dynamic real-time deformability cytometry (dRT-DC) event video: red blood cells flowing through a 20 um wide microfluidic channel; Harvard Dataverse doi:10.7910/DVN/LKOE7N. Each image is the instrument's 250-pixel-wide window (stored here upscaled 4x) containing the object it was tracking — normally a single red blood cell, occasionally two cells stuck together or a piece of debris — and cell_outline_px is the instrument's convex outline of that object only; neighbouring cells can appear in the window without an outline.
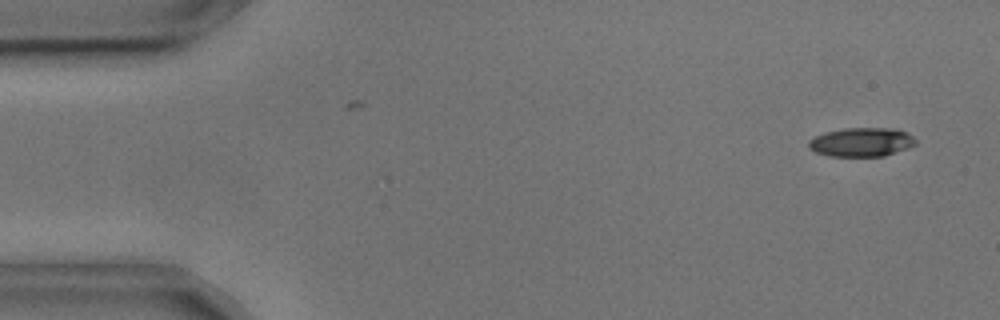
{"species": "common noctule bat (a hibernating species)", "species_latin": "Nyctalus noctula", "temperature_condition": "cold", "stored_images_in_passage": 48, "camera_frame_rate_fps": 3000, "um_per_image_px": 0.085, "animal": {"sex": "male", "body_mass_g": 17.9, "forearm_length_mm": 54.2}, "frame": {"image": 1, "passage_image": 2, "time_ms": 0.333, "image_size_px": [1000, 320], "cell_outline_px": [[916, 144], [908, 148], [884, 156], [828, 156], [816, 152], [808, 148], [808, 140], [824, 132], [844, 128], [896, 128], [908, 132], [916, 140]], "centroid_in_image_um": [73.23, 12.07], "position_along_channel_um": 11.8, "area_um2": 18.21}}
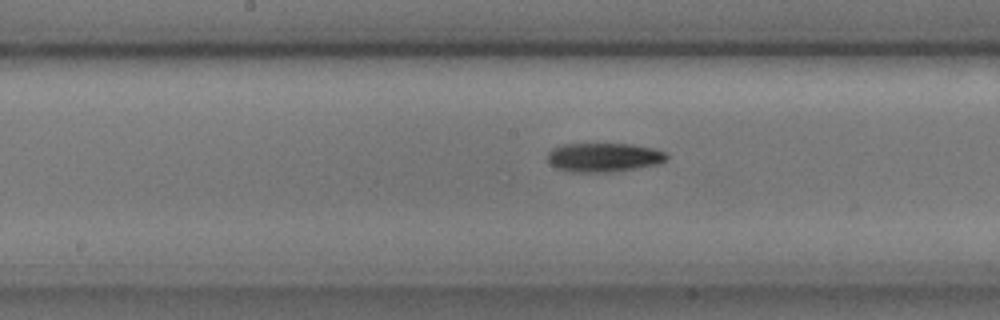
{"frame": {"image": 2, "passage_image": 26, "time_ms": 8.333, "image_size_px": [1000, 320], "cell_outline_px": [[668, 156], [664, 160], [656, 164], [636, 168], [608, 172], [568, 172], [556, 168], [548, 160], [548, 152], [552, 148], [564, 144], [632, 144], [652, 148], [664, 152]], "centroid_in_image_um": [51.27, 13.37], "position_along_channel_um": 196.9, "area_um2": 19.94}}
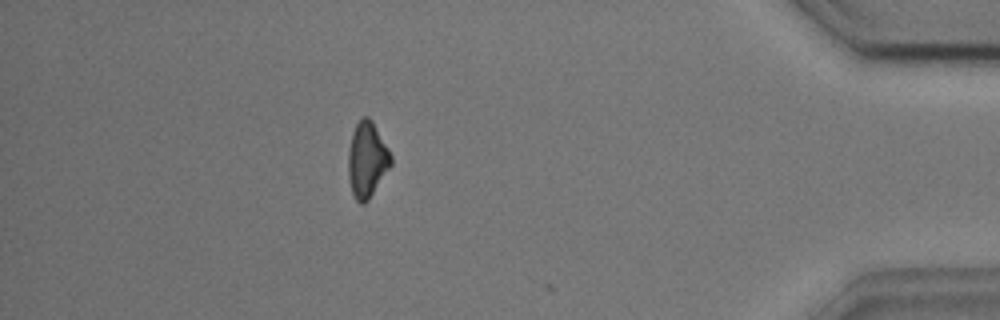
{"frame": {"image": 3, "passage_image": 47, "time_ms": 15.333, "image_size_px": [1000, 320], "cell_outline_px": [[392, 164], [368, 200], [364, 204], [360, 204], [352, 196], [348, 176], [348, 148], [352, 132], [356, 124], [364, 116], [368, 116], [372, 120], [388, 148], [392, 156]], "centroid_in_image_um": [31.18, 13.59], "position_along_channel_um": 404.0, "area_um2": 18.9}, "authors_computed_cell_mechanics": {"area_um2": 18.9873, "velocity_mm_per_s": 3.6471, "shape_relaxation_time_tau1_ms": 5.2137, "shape_relaxation_time_tau2_ms": null, "deformation_change_tau1": 0.1606, "deformation_change_tau2": null}}